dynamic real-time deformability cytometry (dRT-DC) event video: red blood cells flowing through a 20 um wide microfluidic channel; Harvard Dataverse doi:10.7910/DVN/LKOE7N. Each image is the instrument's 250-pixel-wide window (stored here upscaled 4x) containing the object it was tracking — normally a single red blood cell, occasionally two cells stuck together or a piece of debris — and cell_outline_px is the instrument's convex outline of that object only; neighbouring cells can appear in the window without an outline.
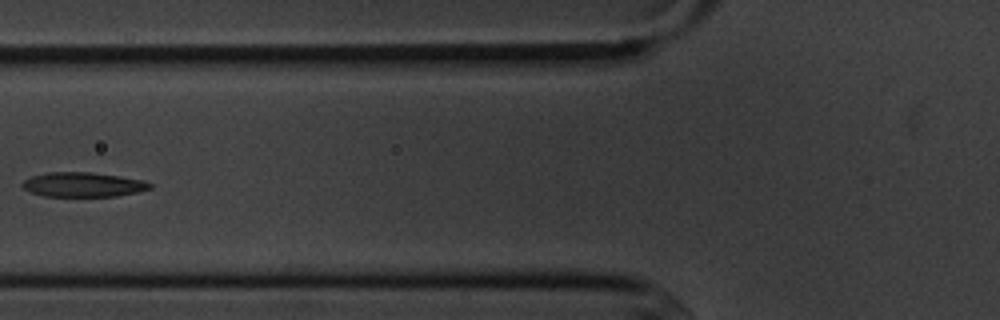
{"species": "common noctule bat (a hibernating species)", "species_latin": "Nyctalus noctula", "temperature_condition": "cold", "stored_images_in_passage": 7, "camera_frame_rate_fps": 3000, "um_per_image_px": 0.085, "animal": {"sex": "male", "body_mass_g": 20.1, "forearm_length_mm": 53.5}, "frame": {"image": 1, "passage_image": 6, "time_ms": 7.0, "image_size_px": [1000, 320], "cell_outline_px": [[152, 188], [136, 192], [116, 196], [44, 196], [32, 192], [24, 188], [20, 184], [24, 180], [32, 176], [48, 172], [92, 172], [120, 176], [140, 180], [152, 184]], "centroid_in_image_um": [7.04, 15.68], "position_along_channel_um": 118.8, "area_um2": 18.09}}
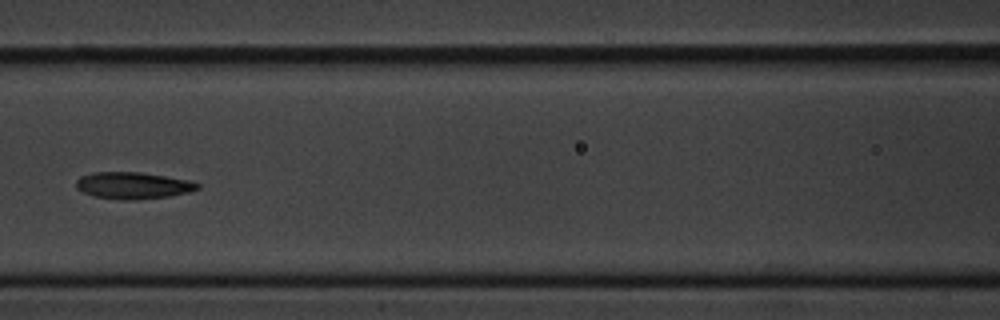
{"frame": {"image": 2, "passage_image": 7, "time_ms": 8.0, "image_size_px": [1000, 320], "cell_outline_px": [[200, 188], [188, 192], [168, 196], [136, 200], [124, 200], [92, 196], [76, 188], [76, 180], [80, 176], [92, 172], [140, 172], [188, 180], [200, 184]], "centroid_in_image_um": [11.27, 15.76], "position_along_channel_um": 155.3, "area_um2": 18.9}}